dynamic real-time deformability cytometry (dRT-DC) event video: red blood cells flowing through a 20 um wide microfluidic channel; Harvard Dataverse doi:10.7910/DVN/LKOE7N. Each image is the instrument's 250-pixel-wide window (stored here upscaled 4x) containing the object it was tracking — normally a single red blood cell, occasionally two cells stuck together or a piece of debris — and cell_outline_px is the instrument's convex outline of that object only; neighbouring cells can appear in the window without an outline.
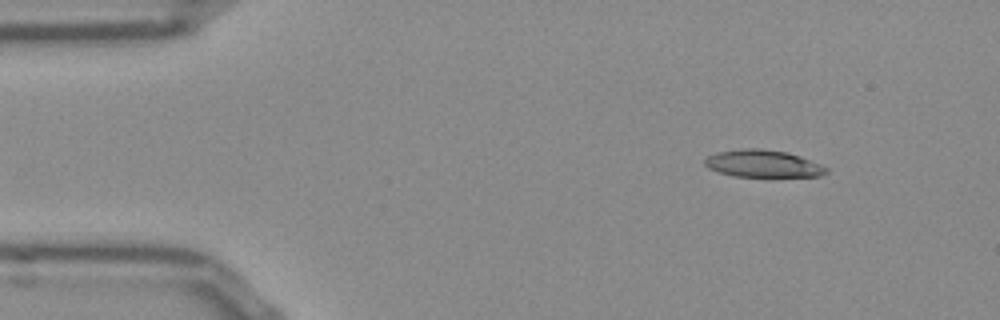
{"species": "Egyptian fruit bat (a non-hibernating species)", "species_latin": "Rousettus aegyptiacus", "temperature_condition": "room temperature", "stored_images_in_passage": 10, "camera_frame_rate_fps": 3000, "um_per_image_px": 0.085, "frame": {"image": 1, "passage_image": 1, "time_ms": 0.0, "image_size_px": [1000, 320], "cell_outline_px": [[828, 172], [820, 176], [772, 180], [732, 176], [708, 168], [704, 164], [704, 160], [708, 156], [716, 152], [740, 148], [760, 148], [788, 152], [800, 156], [820, 164], [828, 168]], "centroid_in_image_um": [64.9, 13.97], "position_along_channel_um": 20.1, "area_um2": 20.58}}